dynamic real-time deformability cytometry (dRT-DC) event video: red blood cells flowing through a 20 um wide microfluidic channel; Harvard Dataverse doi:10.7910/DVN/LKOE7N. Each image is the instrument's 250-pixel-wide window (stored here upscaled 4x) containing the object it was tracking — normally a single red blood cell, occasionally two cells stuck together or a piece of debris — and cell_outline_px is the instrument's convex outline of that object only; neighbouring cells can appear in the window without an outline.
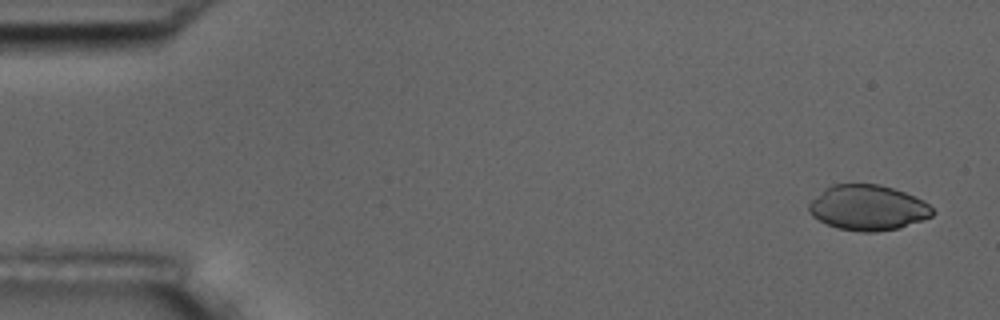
{"species": "common noctule bat (a hibernating species)", "species_latin": "Nyctalus noctula", "temperature_condition": "room temperature", "stored_images_in_passage": 4, "camera_frame_rate_fps": 3000, "um_per_image_px": 0.085, "animal": {"sex": "male", "body_mass_g": 17.5, "forearm_length_mm": 52.3}, "frame": {"image": 1, "passage_image": 1, "time_ms": 0.0, "image_size_px": [1000, 320], "cell_outline_px": [[936, 212], [932, 216], [900, 228], [876, 232], [860, 232], [836, 228], [812, 216], [808, 212], [808, 204], [824, 188], [832, 184], [880, 184], [904, 192], [924, 200]], "centroid_in_image_um": [73.77, 17.66], "position_along_channel_um": 11.2, "area_um2": 32.77}}